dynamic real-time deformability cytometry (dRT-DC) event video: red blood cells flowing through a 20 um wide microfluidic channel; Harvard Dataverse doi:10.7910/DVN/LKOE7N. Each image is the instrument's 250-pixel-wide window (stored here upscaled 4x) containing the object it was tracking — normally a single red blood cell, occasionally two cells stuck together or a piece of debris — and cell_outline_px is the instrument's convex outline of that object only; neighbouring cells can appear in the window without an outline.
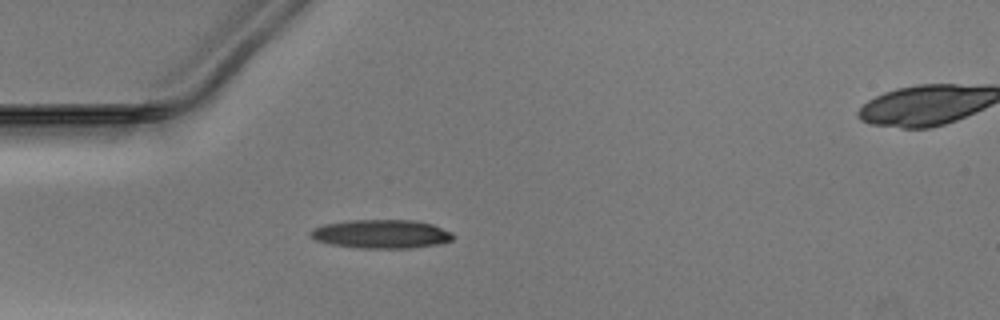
{"species": "Egyptian fruit bat (a non-hibernating species)", "species_latin": "Rousettus aegyptiacus", "temperature_condition": "warm", "stored_images_in_passage": 41, "camera_frame_rate_fps": 3000, "um_per_image_px": 0.085, "animal": {"sex": "male"}, "frame": {"image": 1, "passage_image": 7, "time_ms": 2.0, "image_size_px": [1000, 320], "cell_outline_px": [[452, 240], [440, 244], [408, 248], [360, 248], [332, 244], [316, 240], [308, 232], [312, 228], [324, 224], [352, 220], [416, 220], [432, 224], [452, 232]], "centroid_in_image_um": [32.42, 19.88], "position_along_channel_um": 52.6, "area_um2": 23.76}}
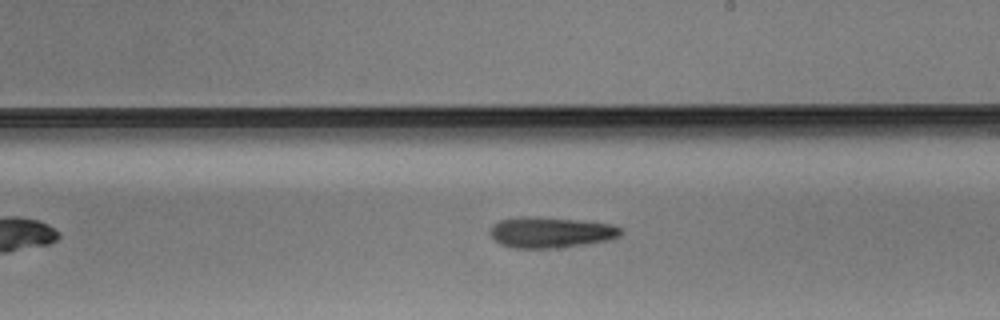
{"frame": {"image": 2, "passage_image": 22, "time_ms": 7.0, "image_size_px": [1000, 320], "cell_outline_px": [[624, 232], [620, 236], [608, 240], [584, 244], [556, 248], [512, 248], [500, 244], [488, 232], [500, 220], [520, 216], [540, 216], [576, 220], [608, 224], [620, 228]], "centroid_in_image_um": [46.79, 19.75], "position_along_channel_um": 242.2, "area_um2": 23.35}}
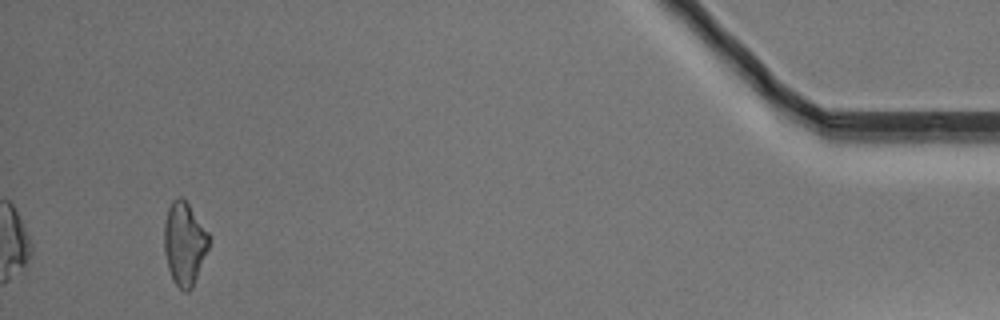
{"frame": {"image": 3, "passage_image": 41, "time_ms": 13.333, "image_size_px": [1000, 320], "cell_outline_px": [[208, 248], [192, 288], [188, 292], [184, 292], [172, 280], [168, 268], [164, 252], [164, 224], [168, 208], [172, 200], [180, 196], [188, 204], [208, 232]], "centroid_in_image_um": [15.65, 20.71], "position_along_channel_um": 419.6, "area_um2": 21.39}}